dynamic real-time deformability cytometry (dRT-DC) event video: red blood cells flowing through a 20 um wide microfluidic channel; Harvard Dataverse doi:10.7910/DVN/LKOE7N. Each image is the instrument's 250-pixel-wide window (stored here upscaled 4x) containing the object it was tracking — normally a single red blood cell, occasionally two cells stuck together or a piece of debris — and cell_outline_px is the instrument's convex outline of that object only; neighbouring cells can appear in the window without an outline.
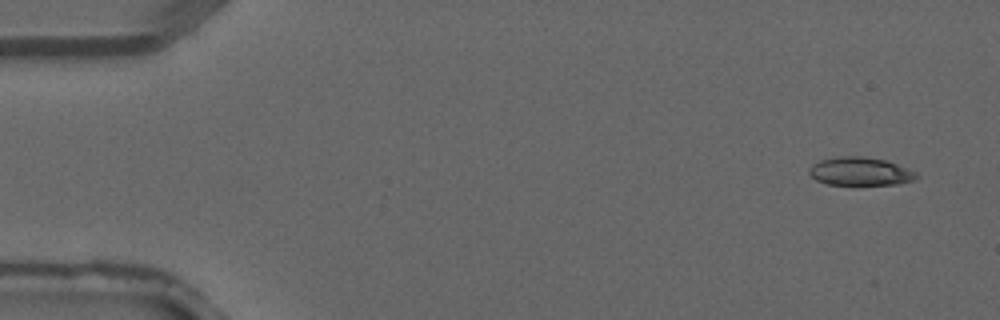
{"species": "common noctule bat (a hibernating species)", "species_latin": "Nyctalus noctula", "temperature_condition": "warm", "stored_images_in_passage": 4, "camera_frame_rate_fps": 3000, "um_per_image_px": 0.085, "animal": {"sex": "male", "forearm_length_mm": 52.5}, "frame": {"image": 1, "passage_image": 1, "time_ms": 0.0, "image_size_px": [1000, 320], "cell_outline_px": [[920, 176], [916, 180], [900, 184], [828, 184], [816, 180], [808, 172], [812, 164], [820, 160], [836, 156], [864, 156], [888, 160], [916, 172]], "centroid_in_image_um": [73.15, 14.55], "position_along_channel_um": 11.8, "area_um2": 17.8}}
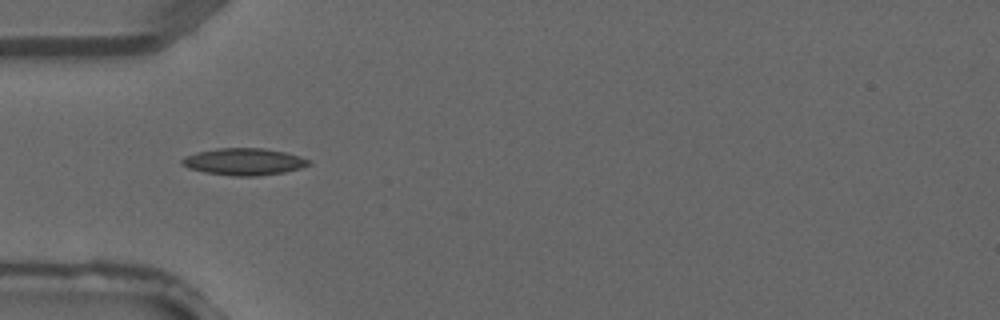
{"frame": {"image": 2, "passage_image": 4, "time_ms": 1.0, "image_size_px": [1000, 320], "cell_outline_px": [[312, 164], [300, 168], [284, 172], [256, 176], [232, 176], [204, 172], [188, 168], [180, 164], [180, 160], [184, 156], [196, 152], [216, 148], [264, 148], [284, 152], [300, 156], [312, 160]], "centroid_in_image_um": [20.72, 13.74], "position_along_channel_um": 64.3, "area_um2": 20.11}}